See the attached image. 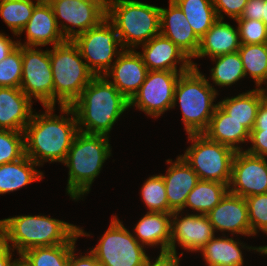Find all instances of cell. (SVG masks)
I'll list each match as a JSON object with an SVG mask.
<instances>
[{
  "instance_id": "obj_1",
  "label": "cell",
  "mask_w": 267,
  "mask_h": 266,
  "mask_svg": "<svg viewBox=\"0 0 267 266\" xmlns=\"http://www.w3.org/2000/svg\"><path fill=\"white\" fill-rule=\"evenodd\" d=\"M44 108L45 112L33 114L31 121L25 127V155L38 166L48 161L64 163L79 132L76 115L70 106H60L61 114H64L60 116L53 113L55 107Z\"/></svg>"
},
{
  "instance_id": "obj_2",
  "label": "cell",
  "mask_w": 267,
  "mask_h": 266,
  "mask_svg": "<svg viewBox=\"0 0 267 266\" xmlns=\"http://www.w3.org/2000/svg\"><path fill=\"white\" fill-rule=\"evenodd\" d=\"M70 107L80 132L109 137L112 126L129 109V101L105 76H95Z\"/></svg>"
},
{
  "instance_id": "obj_3",
  "label": "cell",
  "mask_w": 267,
  "mask_h": 266,
  "mask_svg": "<svg viewBox=\"0 0 267 266\" xmlns=\"http://www.w3.org/2000/svg\"><path fill=\"white\" fill-rule=\"evenodd\" d=\"M0 231L1 241L21 255L33 247L65 244L78 227L49 216L21 215L1 219Z\"/></svg>"
},
{
  "instance_id": "obj_4",
  "label": "cell",
  "mask_w": 267,
  "mask_h": 266,
  "mask_svg": "<svg viewBox=\"0 0 267 266\" xmlns=\"http://www.w3.org/2000/svg\"><path fill=\"white\" fill-rule=\"evenodd\" d=\"M111 156L109 137L78 132L68 151L64 165L68 167L66 191L73 200L89 193L104 162Z\"/></svg>"
},
{
  "instance_id": "obj_5",
  "label": "cell",
  "mask_w": 267,
  "mask_h": 266,
  "mask_svg": "<svg viewBox=\"0 0 267 266\" xmlns=\"http://www.w3.org/2000/svg\"><path fill=\"white\" fill-rule=\"evenodd\" d=\"M217 95V90L198 67H192L180 75L174 91L173 108L177 102L180 104L187 135L201 134L207 130L218 106V103H213Z\"/></svg>"
},
{
  "instance_id": "obj_6",
  "label": "cell",
  "mask_w": 267,
  "mask_h": 266,
  "mask_svg": "<svg viewBox=\"0 0 267 266\" xmlns=\"http://www.w3.org/2000/svg\"><path fill=\"white\" fill-rule=\"evenodd\" d=\"M123 49H134L160 34V7L137 0H108L107 16Z\"/></svg>"
},
{
  "instance_id": "obj_7",
  "label": "cell",
  "mask_w": 267,
  "mask_h": 266,
  "mask_svg": "<svg viewBox=\"0 0 267 266\" xmlns=\"http://www.w3.org/2000/svg\"><path fill=\"white\" fill-rule=\"evenodd\" d=\"M50 62L54 84V107L70 106L95 75L72 40L55 45L50 50Z\"/></svg>"
},
{
  "instance_id": "obj_8",
  "label": "cell",
  "mask_w": 267,
  "mask_h": 266,
  "mask_svg": "<svg viewBox=\"0 0 267 266\" xmlns=\"http://www.w3.org/2000/svg\"><path fill=\"white\" fill-rule=\"evenodd\" d=\"M192 143L181 156L200 180L224 183L231 180L232 162L236 151L210 140L205 134H188Z\"/></svg>"
},
{
  "instance_id": "obj_9",
  "label": "cell",
  "mask_w": 267,
  "mask_h": 266,
  "mask_svg": "<svg viewBox=\"0 0 267 266\" xmlns=\"http://www.w3.org/2000/svg\"><path fill=\"white\" fill-rule=\"evenodd\" d=\"M72 41L95 76H104L114 64L113 58L123 51L117 30L107 17Z\"/></svg>"
},
{
  "instance_id": "obj_10",
  "label": "cell",
  "mask_w": 267,
  "mask_h": 266,
  "mask_svg": "<svg viewBox=\"0 0 267 266\" xmlns=\"http://www.w3.org/2000/svg\"><path fill=\"white\" fill-rule=\"evenodd\" d=\"M90 251L100 266H143L149 257L144 246L123 226L116 215L99 243Z\"/></svg>"
},
{
  "instance_id": "obj_11",
  "label": "cell",
  "mask_w": 267,
  "mask_h": 266,
  "mask_svg": "<svg viewBox=\"0 0 267 266\" xmlns=\"http://www.w3.org/2000/svg\"><path fill=\"white\" fill-rule=\"evenodd\" d=\"M22 45V79L20 89L31 100L41 102L43 107H54V84L50 62V50Z\"/></svg>"
},
{
  "instance_id": "obj_12",
  "label": "cell",
  "mask_w": 267,
  "mask_h": 266,
  "mask_svg": "<svg viewBox=\"0 0 267 266\" xmlns=\"http://www.w3.org/2000/svg\"><path fill=\"white\" fill-rule=\"evenodd\" d=\"M47 1L53 9L57 25L65 40H73L83 32L97 26L107 16L108 1ZM60 19L64 21H58Z\"/></svg>"
},
{
  "instance_id": "obj_13",
  "label": "cell",
  "mask_w": 267,
  "mask_h": 266,
  "mask_svg": "<svg viewBox=\"0 0 267 266\" xmlns=\"http://www.w3.org/2000/svg\"><path fill=\"white\" fill-rule=\"evenodd\" d=\"M182 73L185 72L148 70L145 81L129 101V108L136 106L155 118L173 109L174 91Z\"/></svg>"
},
{
  "instance_id": "obj_14",
  "label": "cell",
  "mask_w": 267,
  "mask_h": 266,
  "mask_svg": "<svg viewBox=\"0 0 267 266\" xmlns=\"http://www.w3.org/2000/svg\"><path fill=\"white\" fill-rule=\"evenodd\" d=\"M231 194L243 198L267 193V160L246 151H236L228 185Z\"/></svg>"
},
{
  "instance_id": "obj_15",
  "label": "cell",
  "mask_w": 267,
  "mask_h": 266,
  "mask_svg": "<svg viewBox=\"0 0 267 266\" xmlns=\"http://www.w3.org/2000/svg\"><path fill=\"white\" fill-rule=\"evenodd\" d=\"M181 212L176 211L171 214L169 253L177 254L176 242L187 251L198 252L215 236L213 226L206 215L196 213L181 218L179 216Z\"/></svg>"
},
{
  "instance_id": "obj_16",
  "label": "cell",
  "mask_w": 267,
  "mask_h": 266,
  "mask_svg": "<svg viewBox=\"0 0 267 266\" xmlns=\"http://www.w3.org/2000/svg\"><path fill=\"white\" fill-rule=\"evenodd\" d=\"M141 46L143 51L139 54L148 70L187 72L192 67L198 66L176 44L161 33ZM177 63L180 64L179 69H177Z\"/></svg>"
},
{
  "instance_id": "obj_17",
  "label": "cell",
  "mask_w": 267,
  "mask_h": 266,
  "mask_svg": "<svg viewBox=\"0 0 267 266\" xmlns=\"http://www.w3.org/2000/svg\"><path fill=\"white\" fill-rule=\"evenodd\" d=\"M148 69L139 52L134 49H123L115 59L110 70L104 75L117 90L130 101L145 81Z\"/></svg>"
},
{
  "instance_id": "obj_18",
  "label": "cell",
  "mask_w": 267,
  "mask_h": 266,
  "mask_svg": "<svg viewBox=\"0 0 267 266\" xmlns=\"http://www.w3.org/2000/svg\"><path fill=\"white\" fill-rule=\"evenodd\" d=\"M215 232L217 230L251 236L246 199L228 192L221 202L206 214Z\"/></svg>"
},
{
  "instance_id": "obj_19",
  "label": "cell",
  "mask_w": 267,
  "mask_h": 266,
  "mask_svg": "<svg viewBox=\"0 0 267 266\" xmlns=\"http://www.w3.org/2000/svg\"><path fill=\"white\" fill-rule=\"evenodd\" d=\"M26 31V42H18V45L23 46H53L65 42V38L61 33L53 9L47 0H41L34 8L32 16L21 30L20 36Z\"/></svg>"
},
{
  "instance_id": "obj_20",
  "label": "cell",
  "mask_w": 267,
  "mask_h": 266,
  "mask_svg": "<svg viewBox=\"0 0 267 266\" xmlns=\"http://www.w3.org/2000/svg\"><path fill=\"white\" fill-rule=\"evenodd\" d=\"M160 33L176 44L191 60L196 56L200 39L173 0H169V8L160 7Z\"/></svg>"
},
{
  "instance_id": "obj_21",
  "label": "cell",
  "mask_w": 267,
  "mask_h": 266,
  "mask_svg": "<svg viewBox=\"0 0 267 266\" xmlns=\"http://www.w3.org/2000/svg\"><path fill=\"white\" fill-rule=\"evenodd\" d=\"M166 162L170 166L162 177L166 188L169 214H172L184 210L188 194L200 179L181 155L175 162H172L171 159Z\"/></svg>"
},
{
  "instance_id": "obj_22",
  "label": "cell",
  "mask_w": 267,
  "mask_h": 266,
  "mask_svg": "<svg viewBox=\"0 0 267 266\" xmlns=\"http://www.w3.org/2000/svg\"><path fill=\"white\" fill-rule=\"evenodd\" d=\"M32 102L20 88L0 87V129L24 132L33 115Z\"/></svg>"
},
{
  "instance_id": "obj_23",
  "label": "cell",
  "mask_w": 267,
  "mask_h": 266,
  "mask_svg": "<svg viewBox=\"0 0 267 266\" xmlns=\"http://www.w3.org/2000/svg\"><path fill=\"white\" fill-rule=\"evenodd\" d=\"M241 46L238 27L224 22L222 19L217 21L200 39V46L194 58L208 56L214 58L220 55L234 53Z\"/></svg>"
},
{
  "instance_id": "obj_24",
  "label": "cell",
  "mask_w": 267,
  "mask_h": 266,
  "mask_svg": "<svg viewBox=\"0 0 267 266\" xmlns=\"http://www.w3.org/2000/svg\"><path fill=\"white\" fill-rule=\"evenodd\" d=\"M134 237L143 246H161L160 253L170 250L171 214L147 212L136 224Z\"/></svg>"
},
{
  "instance_id": "obj_25",
  "label": "cell",
  "mask_w": 267,
  "mask_h": 266,
  "mask_svg": "<svg viewBox=\"0 0 267 266\" xmlns=\"http://www.w3.org/2000/svg\"><path fill=\"white\" fill-rule=\"evenodd\" d=\"M241 246V247H240ZM239 241H235L232 237H213L200 250L202 256L208 266H243V253L241 248L254 250L262 254V246L252 247L246 246Z\"/></svg>"
},
{
  "instance_id": "obj_26",
  "label": "cell",
  "mask_w": 267,
  "mask_h": 266,
  "mask_svg": "<svg viewBox=\"0 0 267 266\" xmlns=\"http://www.w3.org/2000/svg\"><path fill=\"white\" fill-rule=\"evenodd\" d=\"M203 134L210 140L229 146L235 151H242L243 148L238 146V143L249 142L250 139V132L219 106L216 107L210 124Z\"/></svg>"
},
{
  "instance_id": "obj_27",
  "label": "cell",
  "mask_w": 267,
  "mask_h": 266,
  "mask_svg": "<svg viewBox=\"0 0 267 266\" xmlns=\"http://www.w3.org/2000/svg\"><path fill=\"white\" fill-rule=\"evenodd\" d=\"M38 166L28 156L0 165V194L14 192L34 181L43 178V172L34 168Z\"/></svg>"
},
{
  "instance_id": "obj_28",
  "label": "cell",
  "mask_w": 267,
  "mask_h": 266,
  "mask_svg": "<svg viewBox=\"0 0 267 266\" xmlns=\"http://www.w3.org/2000/svg\"><path fill=\"white\" fill-rule=\"evenodd\" d=\"M265 97L260 89L256 88L231 98L227 97L218 102V106L251 132L255 124L258 107Z\"/></svg>"
},
{
  "instance_id": "obj_29",
  "label": "cell",
  "mask_w": 267,
  "mask_h": 266,
  "mask_svg": "<svg viewBox=\"0 0 267 266\" xmlns=\"http://www.w3.org/2000/svg\"><path fill=\"white\" fill-rule=\"evenodd\" d=\"M80 236H90L78 226V232L65 244L33 247L21 255L30 266H68L72 248Z\"/></svg>"
},
{
  "instance_id": "obj_30",
  "label": "cell",
  "mask_w": 267,
  "mask_h": 266,
  "mask_svg": "<svg viewBox=\"0 0 267 266\" xmlns=\"http://www.w3.org/2000/svg\"><path fill=\"white\" fill-rule=\"evenodd\" d=\"M228 192V186L224 183L199 180L188 194L184 208L189 207L198 214L206 215Z\"/></svg>"
},
{
  "instance_id": "obj_31",
  "label": "cell",
  "mask_w": 267,
  "mask_h": 266,
  "mask_svg": "<svg viewBox=\"0 0 267 266\" xmlns=\"http://www.w3.org/2000/svg\"><path fill=\"white\" fill-rule=\"evenodd\" d=\"M185 14L196 36L201 39L217 21L212 0H173Z\"/></svg>"
},
{
  "instance_id": "obj_32",
  "label": "cell",
  "mask_w": 267,
  "mask_h": 266,
  "mask_svg": "<svg viewBox=\"0 0 267 266\" xmlns=\"http://www.w3.org/2000/svg\"><path fill=\"white\" fill-rule=\"evenodd\" d=\"M238 53L240 55L245 76L254 79L257 88L267 79V43L241 44Z\"/></svg>"
},
{
  "instance_id": "obj_33",
  "label": "cell",
  "mask_w": 267,
  "mask_h": 266,
  "mask_svg": "<svg viewBox=\"0 0 267 266\" xmlns=\"http://www.w3.org/2000/svg\"><path fill=\"white\" fill-rule=\"evenodd\" d=\"M211 59L215 62V67L210 70L213 84L221 87L231 86L245 77L243 64L238 51Z\"/></svg>"
},
{
  "instance_id": "obj_34",
  "label": "cell",
  "mask_w": 267,
  "mask_h": 266,
  "mask_svg": "<svg viewBox=\"0 0 267 266\" xmlns=\"http://www.w3.org/2000/svg\"><path fill=\"white\" fill-rule=\"evenodd\" d=\"M41 0H0V16L13 34L18 36Z\"/></svg>"
},
{
  "instance_id": "obj_35",
  "label": "cell",
  "mask_w": 267,
  "mask_h": 266,
  "mask_svg": "<svg viewBox=\"0 0 267 266\" xmlns=\"http://www.w3.org/2000/svg\"><path fill=\"white\" fill-rule=\"evenodd\" d=\"M141 197L149 212L169 213L166 188L162 174L153 175L145 180L141 188Z\"/></svg>"
},
{
  "instance_id": "obj_36",
  "label": "cell",
  "mask_w": 267,
  "mask_h": 266,
  "mask_svg": "<svg viewBox=\"0 0 267 266\" xmlns=\"http://www.w3.org/2000/svg\"><path fill=\"white\" fill-rule=\"evenodd\" d=\"M22 79V45H18L0 62V87L20 88Z\"/></svg>"
},
{
  "instance_id": "obj_37",
  "label": "cell",
  "mask_w": 267,
  "mask_h": 266,
  "mask_svg": "<svg viewBox=\"0 0 267 266\" xmlns=\"http://www.w3.org/2000/svg\"><path fill=\"white\" fill-rule=\"evenodd\" d=\"M25 155L24 132L0 129V165Z\"/></svg>"
},
{
  "instance_id": "obj_38",
  "label": "cell",
  "mask_w": 267,
  "mask_h": 266,
  "mask_svg": "<svg viewBox=\"0 0 267 266\" xmlns=\"http://www.w3.org/2000/svg\"><path fill=\"white\" fill-rule=\"evenodd\" d=\"M251 236L259 231L267 234V193L246 197ZM259 229V231H258Z\"/></svg>"
},
{
  "instance_id": "obj_39",
  "label": "cell",
  "mask_w": 267,
  "mask_h": 266,
  "mask_svg": "<svg viewBox=\"0 0 267 266\" xmlns=\"http://www.w3.org/2000/svg\"><path fill=\"white\" fill-rule=\"evenodd\" d=\"M241 44L267 43V27L263 21L236 19Z\"/></svg>"
},
{
  "instance_id": "obj_40",
  "label": "cell",
  "mask_w": 267,
  "mask_h": 266,
  "mask_svg": "<svg viewBox=\"0 0 267 266\" xmlns=\"http://www.w3.org/2000/svg\"><path fill=\"white\" fill-rule=\"evenodd\" d=\"M218 19L228 15L233 20L240 18L248 0H212ZM224 12L225 14H223Z\"/></svg>"
},
{
  "instance_id": "obj_41",
  "label": "cell",
  "mask_w": 267,
  "mask_h": 266,
  "mask_svg": "<svg viewBox=\"0 0 267 266\" xmlns=\"http://www.w3.org/2000/svg\"><path fill=\"white\" fill-rule=\"evenodd\" d=\"M249 141L251 147L245 151L251 155L267 157V129H252Z\"/></svg>"
},
{
  "instance_id": "obj_42",
  "label": "cell",
  "mask_w": 267,
  "mask_h": 266,
  "mask_svg": "<svg viewBox=\"0 0 267 266\" xmlns=\"http://www.w3.org/2000/svg\"><path fill=\"white\" fill-rule=\"evenodd\" d=\"M238 19H263V0H248L244 10Z\"/></svg>"
},
{
  "instance_id": "obj_43",
  "label": "cell",
  "mask_w": 267,
  "mask_h": 266,
  "mask_svg": "<svg viewBox=\"0 0 267 266\" xmlns=\"http://www.w3.org/2000/svg\"><path fill=\"white\" fill-rule=\"evenodd\" d=\"M74 246L71 250L68 266H100L94 254L90 251L87 255H80L79 257L75 253Z\"/></svg>"
},
{
  "instance_id": "obj_44",
  "label": "cell",
  "mask_w": 267,
  "mask_h": 266,
  "mask_svg": "<svg viewBox=\"0 0 267 266\" xmlns=\"http://www.w3.org/2000/svg\"><path fill=\"white\" fill-rule=\"evenodd\" d=\"M180 257L173 253H160L159 256L152 262L148 257L143 266H179Z\"/></svg>"
},
{
  "instance_id": "obj_45",
  "label": "cell",
  "mask_w": 267,
  "mask_h": 266,
  "mask_svg": "<svg viewBox=\"0 0 267 266\" xmlns=\"http://www.w3.org/2000/svg\"><path fill=\"white\" fill-rule=\"evenodd\" d=\"M17 46L18 42L13 41L4 33H0V62L5 59Z\"/></svg>"
},
{
  "instance_id": "obj_46",
  "label": "cell",
  "mask_w": 267,
  "mask_h": 266,
  "mask_svg": "<svg viewBox=\"0 0 267 266\" xmlns=\"http://www.w3.org/2000/svg\"><path fill=\"white\" fill-rule=\"evenodd\" d=\"M253 129H267V97H265L257 110Z\"/></svg>"
},
{
  "instance_id": "obj_47",
  "label": "cell",
  "mask_w": 267,
  "mask_h": 266,
  "mask_svg": "<svg viewBox=\"0 0 267 266\" xmlns=\"http://www.w3.org/2000/svg\"><path fill=\"white\" fill-rule=\"evenodd\" d=\"M14 250L0 241V266H11L12 262V252Z\"/></svg>"
},
{
  "instance_id": "obj_48",
  "label": "cell",
  "mask_w": 267,
  "mask_h": 266,
  "mask_svg": "<svg viewBox=\"0 0 267 266\" xmlns=\"http://www.w3.org/2000/svg\"><path fill=\"white\" fill-rule=\"evenodd\" d=\"M11 266H30V264L25 260L22 255H19L18 259H15Z\"/></svg>"
},
{
  "instance_id": "obj_49",
  "label": "cell",
  "mask_w": 267,
  "mask_h": 266,
  "mask_svg": "<svg viewBox=\"0 0 267 266\" xmlns=\"http://www.w3.org/2000/svg\"><path fill=\"white\" fill-rule=\"evenodd\" d=\"M262 21L265 23L267 27V0H263V19Z\"/></svg>"
},
{
  "instance_id": "obj_50",
  "label": "cell",
  "mask_w": 267,
  "mask_h": 266,
  "mask_svg": "<svg viewBox=\"0 0 267 266\" xmlns=\"http://www.w3.org/2000/svg\"><path fill=\"white\" fill-rule=\"evenodd\" d=\"M264 84L267 85V79L264 81ZM267 87V86H266ZM260 91L267 97V89L266 88H259Z\"/></svg>"
},
{
  "instance_id": "obj_51",
  "label": "cell",
  "mask_w": 267,
  "mask_h": 266,
  "mask_svg": "<svg viewBox=\"0 0 267 266\" xmlns=\"http://www.w3.org/2000/svg\"><path fill=\"white\" fill-rule=\"evenodd\" d=\"M267 255V246H262V255Z\"/></svg>"
},
{
  "instance_id": "obj_52",
  "label": "cell",
  "mask_w": 267,
  "mask_h": 266,
  "mask_svg": "<svg viewBox=\"0 0 267 266\" xmlns=\"http://www.w3.org/2000/svg\"><path fill=\"white\" fill-rule=\"evenodd\" d=\"M80 1H108V0H80Z\"/></svg>"
}]
</instances>
